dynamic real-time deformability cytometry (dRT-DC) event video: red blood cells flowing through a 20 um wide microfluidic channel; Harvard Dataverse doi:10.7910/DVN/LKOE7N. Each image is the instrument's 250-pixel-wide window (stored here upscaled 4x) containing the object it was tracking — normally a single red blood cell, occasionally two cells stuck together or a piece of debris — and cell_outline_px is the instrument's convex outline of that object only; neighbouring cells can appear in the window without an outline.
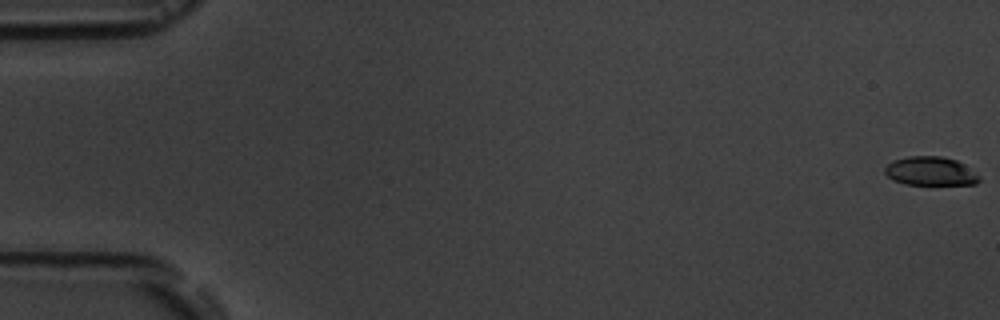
{"species": "common noctule bat (a hibernating species)", "species_latin": "Nyctalus noctula", "temperature_condition": "room temperature", "stored_images_in_passage": 6, "camera_frame_rate_fps": 3000, "um_per_image_px": 0.085, "animal": {"sex": "male", "body_mass_g": 19.5, "forearm_length_mm": 54.6}, "frame": {"image": 1, "passage_image": 1, "time_ms": 0.0, "image_size_px": [1000, 320], "cell_outline_px": [[980, 180], [976, 184], [904, 184], [892, 180], [884, 172], [884, 168], [892, 160], [908, 156], [940, 156], [956, 160], [964, 164], [976, 172], [980, 176]], "centroid_in_image_um": [79.08, 14.54], "position_along_channel_um": 5.9, "area_um2": 15.9}}